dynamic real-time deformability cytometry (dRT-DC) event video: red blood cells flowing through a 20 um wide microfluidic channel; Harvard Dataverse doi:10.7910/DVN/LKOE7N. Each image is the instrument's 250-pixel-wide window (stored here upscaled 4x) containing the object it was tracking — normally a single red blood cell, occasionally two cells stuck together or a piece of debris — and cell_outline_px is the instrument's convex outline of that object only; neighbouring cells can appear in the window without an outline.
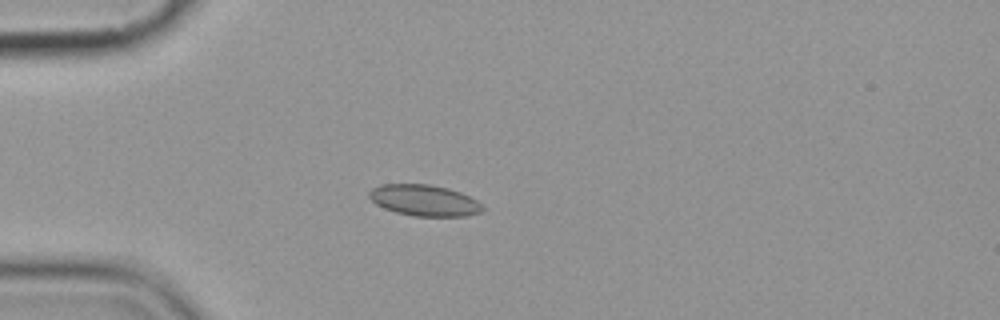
{"species": "common noctule bat (a hibernating species)", "species_latin": "Nyctalus noctula", "temperature_condition": "cold", "stored_images_in_passage": 8, "camera_frame_rate_fps": 3000, "um_per_image_px": 0.085, "animal": {"sex": "female", "body_mass_g": 19.9}, "frame": {"image": 1, "passage_image": 4, "time_ms": 4.333, "image_size_px": [1000, 320], "cell_outline_px": [[484, 208], [480, 212], [468, 216], [412, 216], [396, 212], [384, 208], [376, 204], [368, 196], [368, 192], [372, 188], [380, 184], [428, 184], [448, 188], [460, 192], [476, 200]], "centroid_in_image_um": [36.03, 17.03], "position_along_channel_um": 49.0, "area_um2": 20.58}}
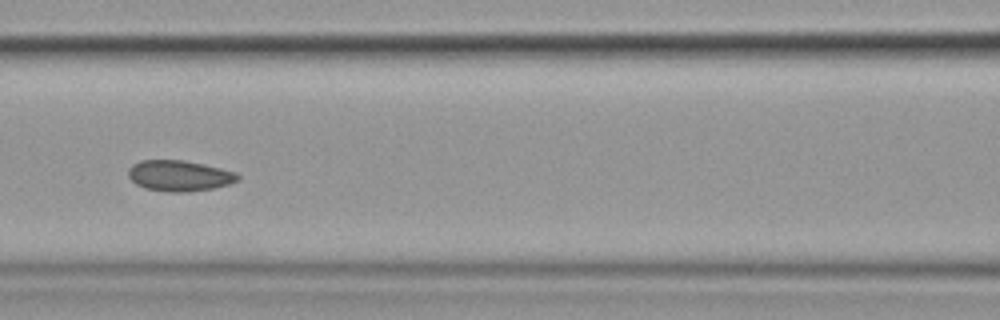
{"frame": {"image": 2, "passage_image": 7, "time_ms": 7.667, "image_size_px": [1000, 320], "cell_outline_px": [[240, 176], [236, 180], [228, 184], [212, 188], [184, 192], [168, 192], [144, 188], [136, 184], [128, 176], [128, 168], [132, 164], [140, 160], [184, 160], [204, 164], [236, 172]], "centroid_in_image_um": [15.2, 14.93], "position_along_channel_um": 151.4, "area_um2": 19.59}}
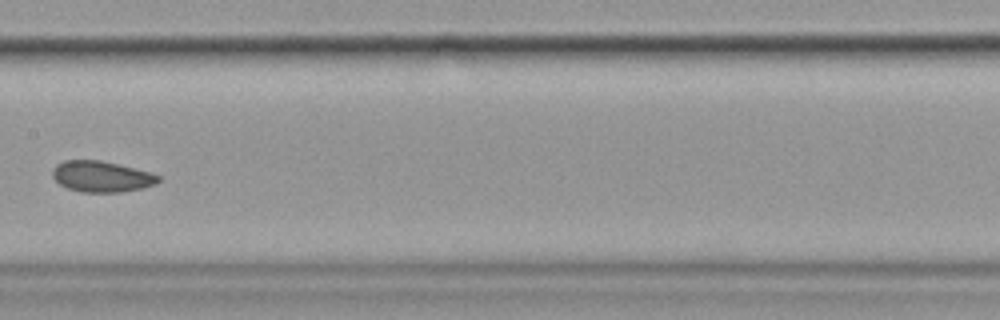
{"frame": {"image": 3, "passage_image": 8, "time_ms": 9.0, "image_size_px": [1000, 320], "cell_outline_px": [[160, 180], [156, 184], [140, 188], [120, 192], [80, 192], [68, 188], [60, 184], [52, 176], [52, 168], [56, 164], [64, 160], [100, 160], [152, 172], [160, 176]], "centroid_in_image_um": [8.62, 15.0], "position_along_channel_um": 198.8, "area_um2": 19.13}}